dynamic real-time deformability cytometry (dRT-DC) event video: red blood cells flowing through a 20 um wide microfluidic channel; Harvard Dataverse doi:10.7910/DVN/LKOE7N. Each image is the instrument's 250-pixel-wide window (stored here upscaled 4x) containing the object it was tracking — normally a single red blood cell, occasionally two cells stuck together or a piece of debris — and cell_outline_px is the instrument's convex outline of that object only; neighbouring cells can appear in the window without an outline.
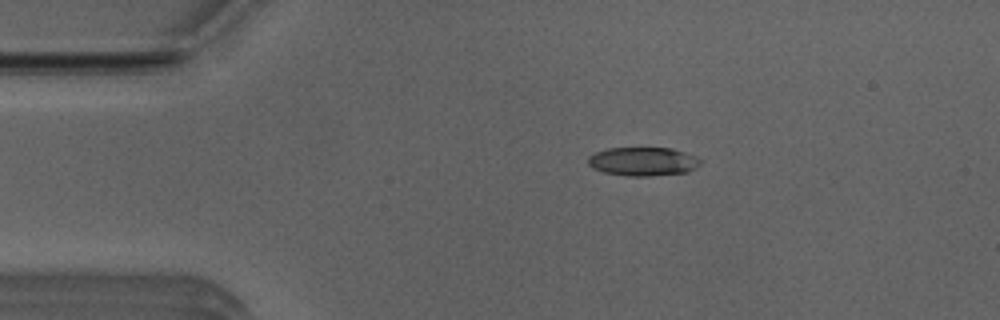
{"species": "Egyptian fruit bat (a non-hibernating species)", "species_latin": "Rousettus aegyptiacus", "temperature_condition": "room temperature", "stored_images_in_passage": 52, "camera_frame_rate_fps": 3000, "um_per_image_px": 0.085, "animal": {"sex": "male"}, "frame": {"image": 1, "passage_image": 10, "time_ms": 3.0, "image_size_px": [1000, 320], "cell_outline_px": [[704, 160], [700, 164], [688, 172], [652, 176], [628, 176], [604, 172], [592, 168], [588, 164], [588, 156], [596, 152], [608, 148], [672, 148], [696, 156]], "centroid_in_image_um": [54.67, 13.73], "position_along_channel_um": 30.3, "area_um2": 18.9}}
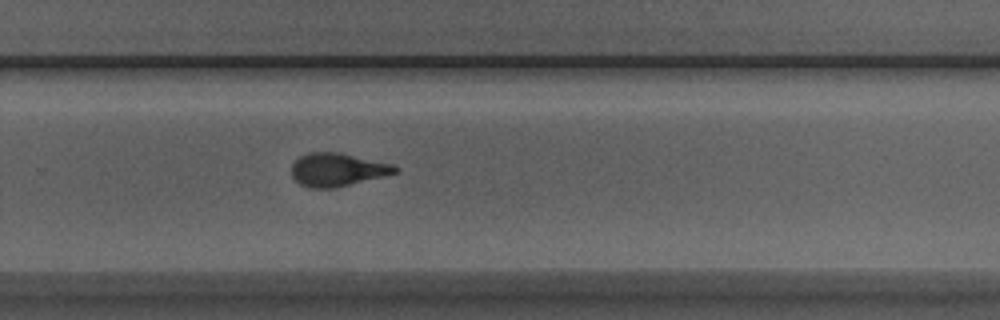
{"frame": {"image": 2, "passage_image": 34, "time_ms": 11.0, "image_size_px": [1000, 320], "cell_outline_px": [[400, 172], [336, 188], [312, 188], [300, 184], [292, 176], [292, 164], [300, 156], [308, 152], [340, 152], [392, 164], [400, 168]], "centroid_in_image_um": [28.7, 14.42], "position_along_channel_um": 301.1, "area_um2": 20.11}}
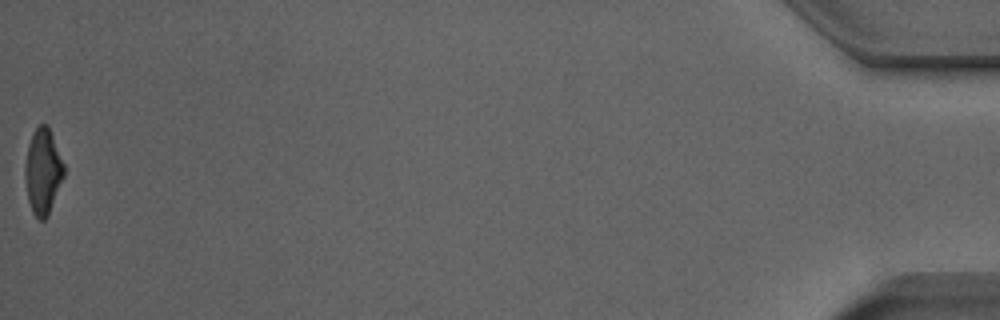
{"frame": {"image": 3, "passage_image": 52, "time_ms": 17.0, "image_size_px": [1000, 320], "cell_outline_px": [[64, 176], [48, 216], [44, 220], [40, 220], [32, 212], [28, 200], [24, 176], [24, 168], [28, 144], [32, 132], [40, 124], [48, 124], [64, 164]], "centroid_in_image_um": [3.64, 14.56], "position_along_channel_um": 431.6, "area_um2": 19.48}, "authors_computed_cell_mechanics": {"area_um2": 19.9699, "velocity_mm_per_s": 3.9601, "shape_relaxation_time_tau1_ms": 5.2603, "shape_relaxation_time_tau2_ms": 1.2982, "deformation_change_tau1": 0.1822, "deformation_change_tau2": 0.0924}}